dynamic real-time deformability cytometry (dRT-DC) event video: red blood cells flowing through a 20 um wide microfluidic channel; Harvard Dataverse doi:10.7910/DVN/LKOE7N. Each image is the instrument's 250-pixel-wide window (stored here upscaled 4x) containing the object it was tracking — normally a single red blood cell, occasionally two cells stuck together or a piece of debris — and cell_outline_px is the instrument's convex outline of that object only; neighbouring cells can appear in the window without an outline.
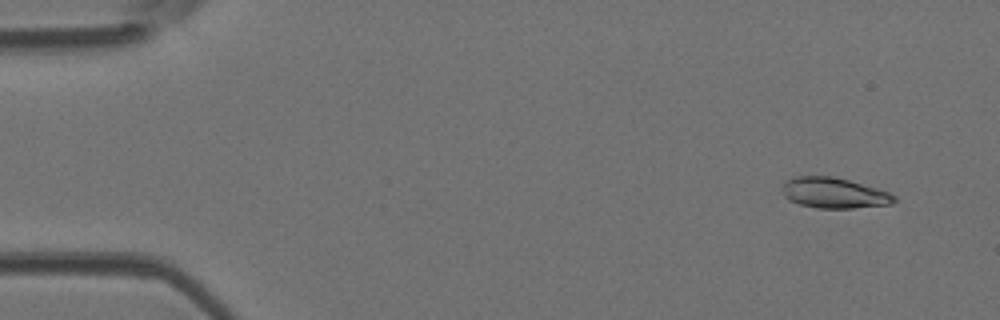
{"species": "Egyptian fruit bat (a non-hibernating species)", "species_latin": "Rousettus aegyptiacus", "temperature_condition": "room temperature", "stored_images_in_passage": 48, "camera_frame_rate_fps": 3000, "um_per_image_px": 0.085, "animal": {"sex": "female"}, "frame": {"image": 1, "passage_image": 2, "time_ms": 0.333, "image_size_px": [1000, 320], "cell_outline_px": [[896, 200], [892, 204], [852, 208], [816, 208], [800, 204], [788, 200], [784, 196], [780, 188], [784, 180], [796, 176], [832, 176], [848, 180], [876, 188], [888, 192], [896, 196]], "centroid_in_image_um": [70.83, 16.4], "position_along_channel_um": 14.2, "area_um2": 20.06}}
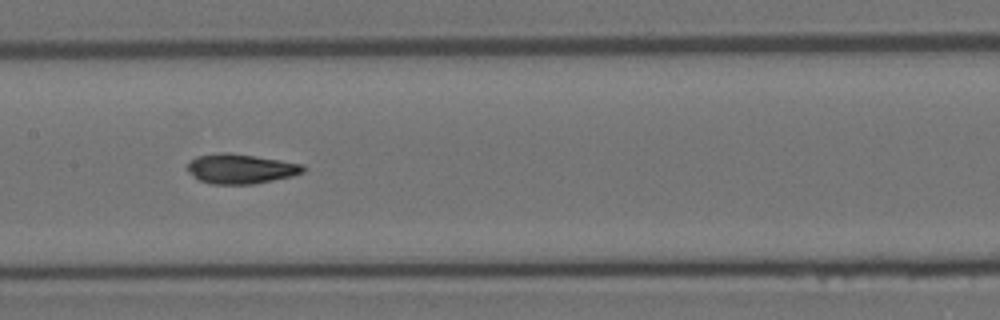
{"frame": {"image": 2, "passage_image": 23, "time_ms": 7.333, "image_size_px": [1000, 320], "cell_outline_px": [[308, 168], [304, 172], [292, 176], [252, 184], [212, 184], [200, 180], [188, 172], [188, 164], [196, 156], [220, 152], [228, 152], [280, 160], [304, 164]], "centroid_in_image_um": [20.49, 14.34], "position_along_channel_um": 186.9, "area_um2": 20.0}}
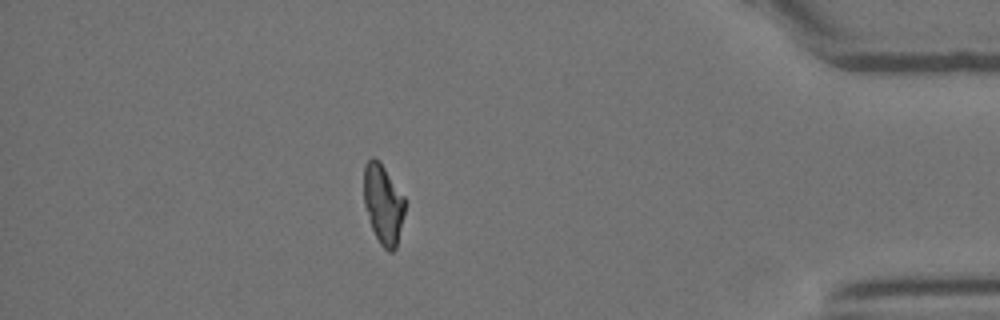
{"frame": {"image": 3, "passage_image": 42, "time_ms": 13.667, "image_size_px": [1000, 320], "cell_outline_px": [[404, 212], [396, 248], [392, 252], [388, 252], [380, 244], [372, 228], [364, 204], [364, 164], [372, 156], [380, 160], [404, 196]], "centroid_in_image_um": [32.56, 17.31], "position_along_channel_um": 402.6, "area_um2": 19.02}, "authors_computed_cell_mechanics": {"area_um2": 19.8832, "velocity_mm_per_s": 4.0768, "shape_relaxation_time_tau1_ms": 4.9045, "shape_relaxation_time_tau2_ms": 1.3624, "deformation_change_tau1": 0.1772, "deformation_change_tau2": 0.0832}}